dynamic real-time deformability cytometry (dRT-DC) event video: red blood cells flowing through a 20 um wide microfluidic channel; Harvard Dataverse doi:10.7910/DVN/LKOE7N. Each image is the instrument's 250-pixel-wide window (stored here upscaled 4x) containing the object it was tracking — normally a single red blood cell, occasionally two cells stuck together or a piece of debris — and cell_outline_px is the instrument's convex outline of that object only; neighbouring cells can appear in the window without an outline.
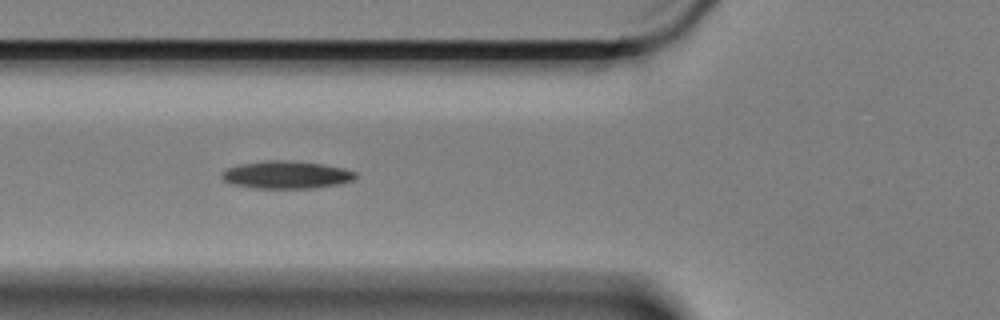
{"species": "Egyptian fruit bat (a non-hibernating species)", "species_latin": "Rousettus aegyptiacus", "temperature_condition": "cold", "stored_images_in_passage": 17, "camera_frame_rate_fps": 3000, "um_per_image_px": 0.085, "animal": {"sex": "female"}, "frame": {"image": 1, "passage_image": 8, "time_ms": 2.333, "image_size_px": [1000, 320], "cell_outline_px": [[356, 180], [340, 184], [316, 188], [256, 188], [232, 184], [224, 180], [220, 176], [220, 172], [228, 168], [240, 164], [268, 160], [284, 160], [320, 164], [344, 168], [356, 172]], "centroid_in_image_um": [24.36, 14.86], "position_along_channel_um": 101.4, "area_um2": 21.56}}
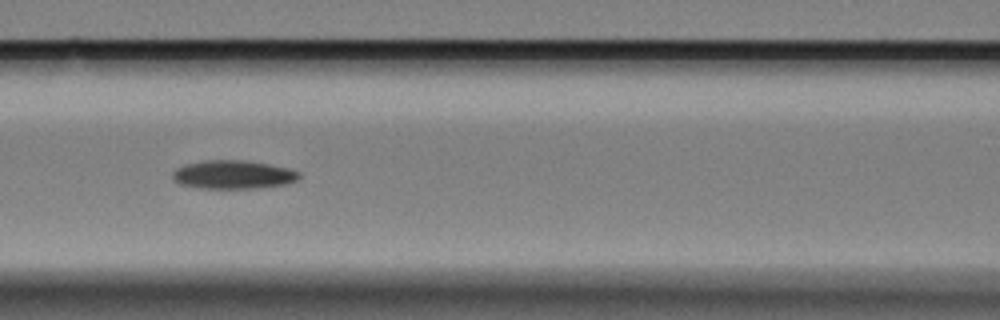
{"frame": {"image": 2, "passage_image": 12, "time_ms": 3.667, "image_size_px": [1000, 320], "cell_outline_px": [[300, 176], [296, 180], [284, 184], [256, 188], [200, 188], [180, 184], [172, 180], [172, 172], [176, 168], [184, 164], [208, 160], [240, 160], [268, 164], [288, 168], [300, 172]], "centroid_in_image_um": [19.77, 14.84], "position_along_channel_um": 146.8, "area_um2": 20.92}}